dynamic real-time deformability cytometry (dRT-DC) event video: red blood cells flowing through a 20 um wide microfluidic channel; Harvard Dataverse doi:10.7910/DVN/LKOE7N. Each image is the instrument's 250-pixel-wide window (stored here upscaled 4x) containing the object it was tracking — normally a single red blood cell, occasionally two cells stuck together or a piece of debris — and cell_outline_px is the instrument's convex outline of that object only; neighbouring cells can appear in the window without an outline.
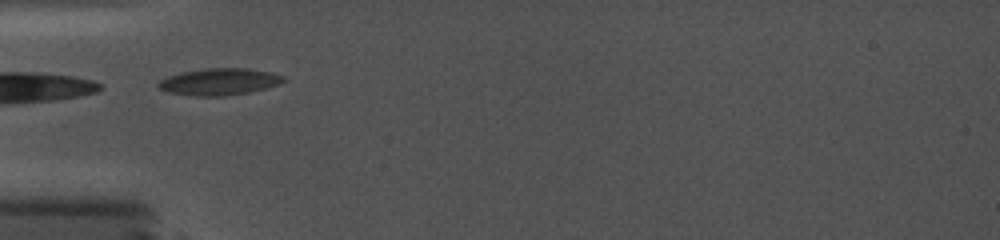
{"species": "common noctule bat (a hibernating species)", "species_latin": "Nyctalus noctula", "temperature_condition": "cold", "stored_images_in_passage": 15, "camera_frame_rate_fps": 5000, "um_per_image_px": 0.085, "animal": {"sex": "female", "body_mass_g": 19.0, "forearm_length_mm": 56.7}, "frame": {"image": 1, "passage_image": 1, "time_ms": 0.0, "image_size_px": [1000, 240], "cell_outline_px": [[288, 80], [268, 88], [248, 92], [224, 96], [196, 96], [168, 92], [160, 88], [156, 84], [160, 80], [168, 76], [180, 72], [208, 68], [244, 68], [272, 72], [284, 76]], "centroid_in_image_um": [18.67, 6.94], "position_along_channel_um": 66.3, "area_um2": 19.59}}
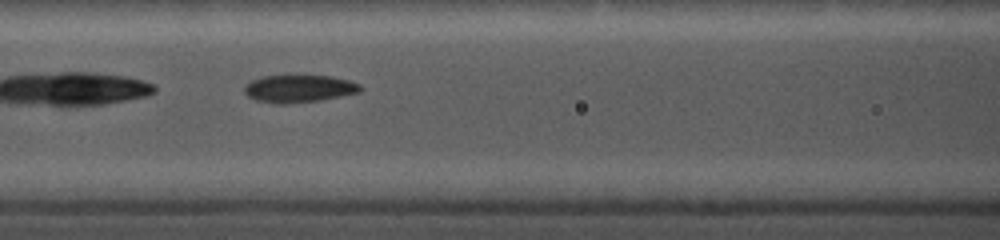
{"frame": {"image": 2, "passage_image": 7, "time_ms": 2.0, "image_size_px": [1000, 240], "cell_outline_px": [[364, 88], [360, 92], [320, 100], [284, 104], [272, 104], [256, 100], [248, 96], [244, 92], [244, 84], [252, 80], [264, 76], [292, 72], [332, 76], [348, 80], [360, 84]], "centroid_in_image_um": [25.39, 7.48], "position_along_channel_um": 141.2, "area_um2": 19.59}}